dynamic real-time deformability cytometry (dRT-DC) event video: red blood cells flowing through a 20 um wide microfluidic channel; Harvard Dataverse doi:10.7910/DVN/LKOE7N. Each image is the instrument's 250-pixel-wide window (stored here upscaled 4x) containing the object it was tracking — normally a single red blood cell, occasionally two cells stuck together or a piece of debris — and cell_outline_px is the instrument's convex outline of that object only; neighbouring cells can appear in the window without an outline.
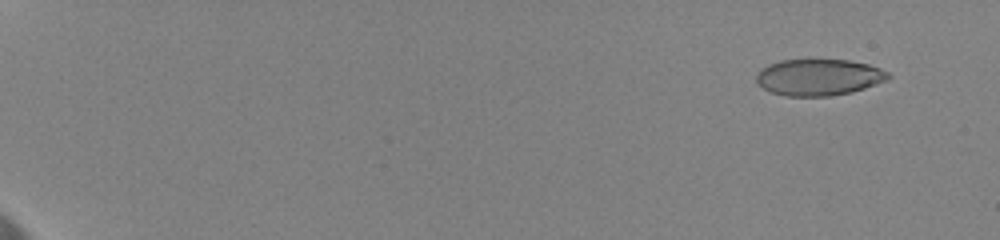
{"species": "human", "species_latin": "Homo sapiens", "temperature_condition": "cold", "stored_images_in_passage": 49, "camera_frame_rate_fps": 3000, "um_per_image_px": 0.085, "donor": {"sex": "female"}, "frame": {"image": 1, "passage_image": 5, "time_ms": 1.333, "image_size_px": [1000, 240], "cell_outline_px": [[892, 76], [888, 80], [852, 92], [828, 96], [784, 96], [772, 92], [756, 84], [756, 76], [760, 68], [768, 64], [780, 60], [848, 60], [868, 64], [880, 68], [888, 72]], "centroid_in_image_um": [69.58, 6.56], "position_along_channel_um": 15.4, "area_um2": 28.15}}
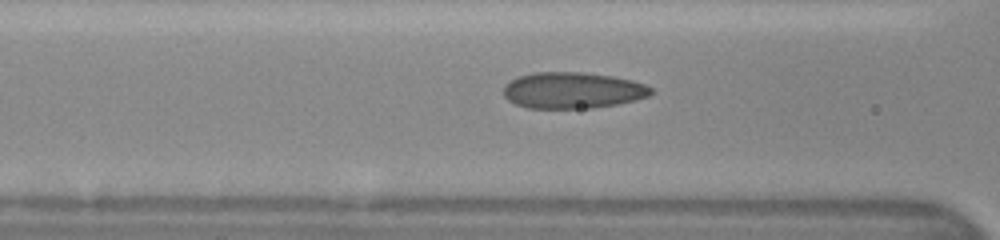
{"frame": {"image": 2, "passage_image": 25, "time_ms": 9.333, "image_size_px": [1000, 240], "cell_outline_px": [[652, 92], [648, 96], [636, 100], [616, 104], [592, 108], [528, 108], [516, 104], [508, 100], [504, 96], [504, 84], [520, 76], [532, 72], [584, 72], [612, 76], [632, 80], [644, 84], [652, 88]], "centroid_in_image_um": [48.66, 7.67], "position_along_channel_um": 117.9, "area_um2": 31.15}}
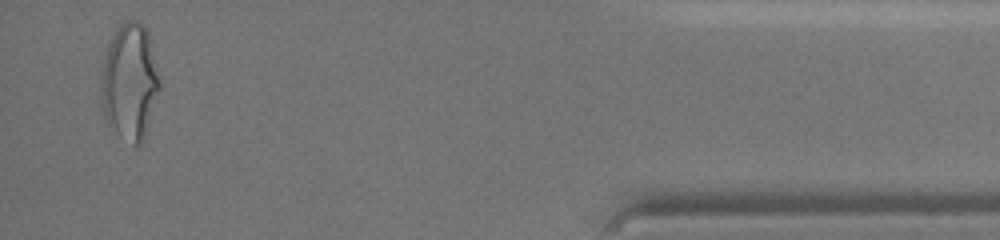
{"frame": {"image": 3, "passage_image": 48, "time_ms": 19.333, "image_size_px": [1000, 240], "cell_outline_px": [[160, 88], [144, 140], [140, 144], [132, 144], [116, 132], [104, 116], [100, 100], [100, 80], [104, 60], [108, 44], [112, 32], [124, 20], [136, 20], [144, 24], [148, 28], [160, 76]], "centroid_in_image_um": [11.03, 6.89], "position_along_channel_um": 424.2, "area_um2": 40.29}, "authors_computed_cell_mechanics": {"area_um2": 29.8826, "velocity_mm_per_s": 3.5679, "shape_relaxation_time_tau1_ms": 6.7529, "shape_relaxation_time_tau2_ms": 1.1153, "deformation_change_tau1": 0.1714, "deformation_change_tau2": 0.0631}}